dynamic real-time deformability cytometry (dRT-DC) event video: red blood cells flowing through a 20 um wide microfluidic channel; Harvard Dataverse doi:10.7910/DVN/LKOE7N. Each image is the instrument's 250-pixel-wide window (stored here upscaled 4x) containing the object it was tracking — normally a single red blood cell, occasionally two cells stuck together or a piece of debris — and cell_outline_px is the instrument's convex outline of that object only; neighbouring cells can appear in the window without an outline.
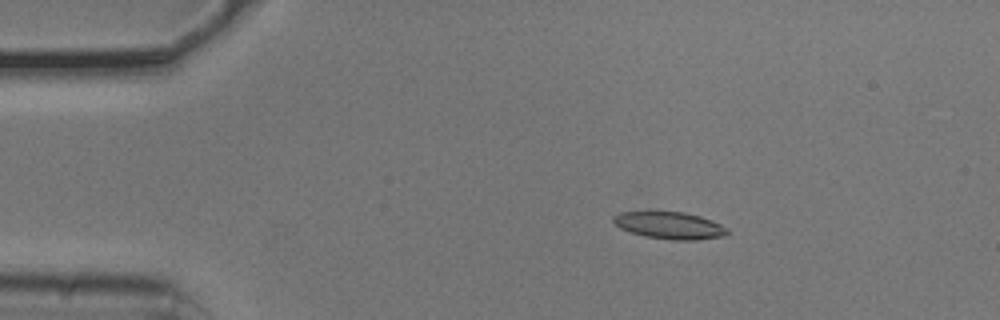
{"species": "common noctule bat (a hibernating species)", "species_latin": "Nyctalus noctula", "temperature_condition": "cold", "stored_images_in_passage": 53, "camera_frame_rate_fps": 3000, "um_per_image_px": 0.085, "animal": {"sex": "male", "body_mass_g": 20.5, "forearm_length_mm": 52.5}, "frame": {"image": 1, "passage_image": 9, "time_ms": 2.667, "image_size_px": [1000, 320], "cell_outline_px": [[728, 232], [724, 236], [696, 240], [672, 240], [644, 236], [620, 228], [612, 220], [612, 216], [620, 212], [684, 212], [700, 216], [712, 220], [728, 228]], "centroid_in_image_um": [56.93, 19.16], "position_along_channel_um": 28.1, "area_um2": 17.92}}
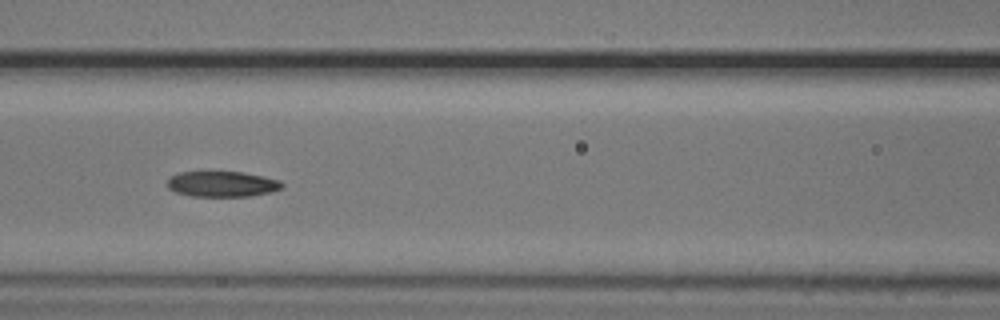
{"frame": {"image": 2, "passage_image": 23, "time_ms": 7.333, "image_size_px": [1000, 320], "cell_outline_px": [[284, 188], [272, 192], [252, 196], [192, 196], [176, 192], [168, 188], [168, 180], [172, 176], [180, 172], [244, 172], [264, 176], [280, 180], [284, 184]], "centroid_in_image_um": [18.95, 15.64], "position_along_channel_um": 147.6, "area_um2": 17.17}}
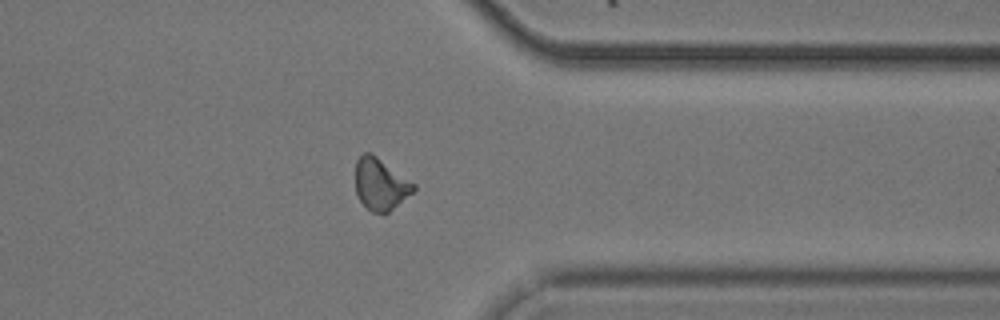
{"frame": {"image": 3, "passage_image": 42, "time_ms": 13.667, "image_size_px": [1000, 320], "cell_outline_px": [[416, 188], [412, 192], [388, 212], [372, 212], [360, 200], [356, 192], [356, 160], [364, 152], [372, 152], [416, 184]], "centroid_in_image_um": [32.34, 15.61], "position_along_channel_um": 379.1, "area_um2": 17.34}, "authors_computed_cell_mechanics": {"area_um2": 17.7446, "velocity_mm_per_s": 3.7601, "shape_relaxation_time_tau1_ms": 3.1776, "shape_relaxation_time_tau2_ms": 6.542, "deformation_change_tau1": 0.1184, "deformation_change_tau2": 0.1062}}